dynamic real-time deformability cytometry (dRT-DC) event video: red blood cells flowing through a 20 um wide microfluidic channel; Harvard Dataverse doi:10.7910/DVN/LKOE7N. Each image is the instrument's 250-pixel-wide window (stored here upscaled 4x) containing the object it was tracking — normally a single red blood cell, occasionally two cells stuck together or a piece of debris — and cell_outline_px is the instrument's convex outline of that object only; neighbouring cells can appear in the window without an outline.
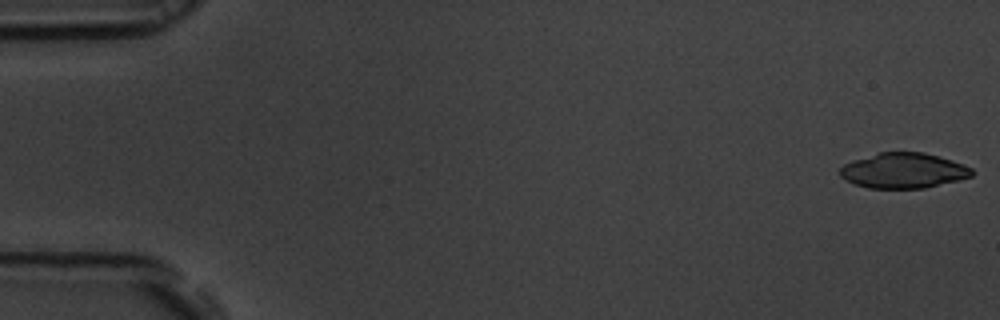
{"species": "common noctule bat (a hibernating species)", "species_latin": "Nyctalus noctula", "temperature_condition": "room temperature", "stored_images_in_passage": 55, "camera_frame_rate_fps": 3000, "um_per_image_px": 0.085, "animal": {"sex": "male", "body_mass_g": 19.5, "forearm_length_mm": 54.6}, "frame": {"image": 1, "passage_image": 1, "time_ms": 0.0, "image_size_px": [1000, 320], "cell_outline_px": [[972, 176], [960, 180], [924, 188], [868, 188], [856, 184], [840, 176], [840, 168], [844, 164], [852, 160], [880, 152], [924, 152], [952, 160], [972, 168]], "centroid_in_image_um": [76.8, 14.5], "position_along_channel_um": 8.2, "area_um2": 26.99}}